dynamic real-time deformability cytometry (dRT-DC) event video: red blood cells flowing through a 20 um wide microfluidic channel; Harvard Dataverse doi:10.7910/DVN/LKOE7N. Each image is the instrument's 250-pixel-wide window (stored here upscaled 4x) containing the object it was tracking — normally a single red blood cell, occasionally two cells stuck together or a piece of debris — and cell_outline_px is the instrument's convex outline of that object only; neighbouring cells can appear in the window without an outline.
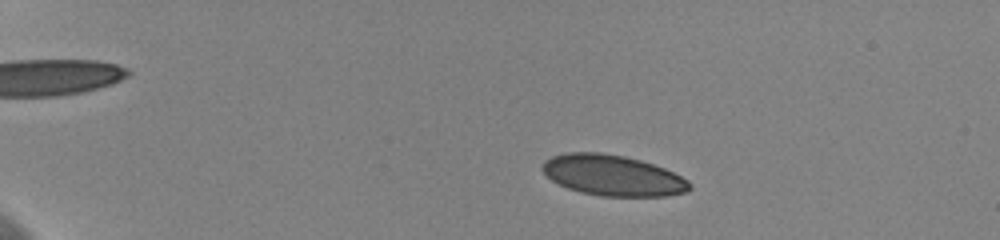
{"species": "human", "species_latin": "Homo sapiens", "temperature_condition": "cold", "stored_images_in_passage": 55, "camera_frame_rate_fps": 3000, "um_per_image_px": 0.085, "donor": {"sex": "female"}, "frame": {"image": 1, "passage_image": 9, "time_ms": 2.667, "image_size_px": [1000, 240], "cell_outline_px": [[692, 188], [688, 192], [664, 196], [600, 196], [580, 192], [568, 188], [552, 180], [540, 168], [544, 160], [552, 156], [568, 152], [600, 152], [624, 156], [640, 160], [664, 168], [688, 180], [692, 184]], "centroid_in_image_um": [52.08, 14.91], "position_along_channel_um": 32.9, "area_um2": 34.97}}
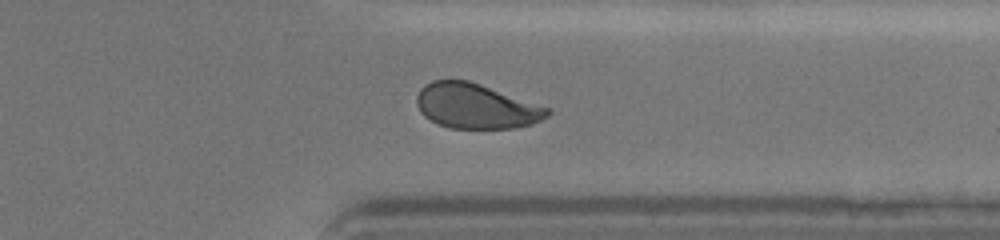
{"frame": {"image": 2, "passage_image": 45, "time_ms": 14.667, "image_size_px": [1000, 240], "cell_outline_px": [[552, 112], [548, 116], [532, 124], [516, 128], [452, 128], [440, 124], [424, 116], [420, 112], [416, 104], [416, 96], [420, 88], [424, 84], [432, 80], [468, 80], [480, 84], [548, 108]], "centroid_in_image_um": [40.42, 9.02], "position_along_channel_um": 371.0, "area_um2": 33.99}}
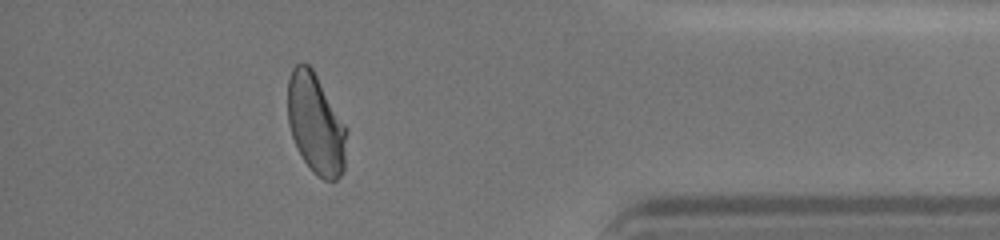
{"frame": {"image": 3, "passage_image": 50, "time_ms": 16.333, "image_size_px": [1000, 240], "cell_outline_px": [[348, 128], [344, 172], [336, 180], [324, 180], [316, 176], [312, 172], [296, 148], [288, 124], [288, 80], [292, 68], [296, 64], [308, 64], [312, 68]], "centroid_in_image_um": [26.86, 10.57], "position_along_channel_um": 408.3, "area_um2": 34.8}, "authors_computed_cell_mechanics": {"area_um2": 35.2002, "velocity_mm_per_s": 3.6124, "shape_relaxation_time_tau1_ms": 6.2875, "shape_relaxation_time_tau2_ms": null, "deformation_change_tau1": 0.1373, "deformation_change_tau2": null}}